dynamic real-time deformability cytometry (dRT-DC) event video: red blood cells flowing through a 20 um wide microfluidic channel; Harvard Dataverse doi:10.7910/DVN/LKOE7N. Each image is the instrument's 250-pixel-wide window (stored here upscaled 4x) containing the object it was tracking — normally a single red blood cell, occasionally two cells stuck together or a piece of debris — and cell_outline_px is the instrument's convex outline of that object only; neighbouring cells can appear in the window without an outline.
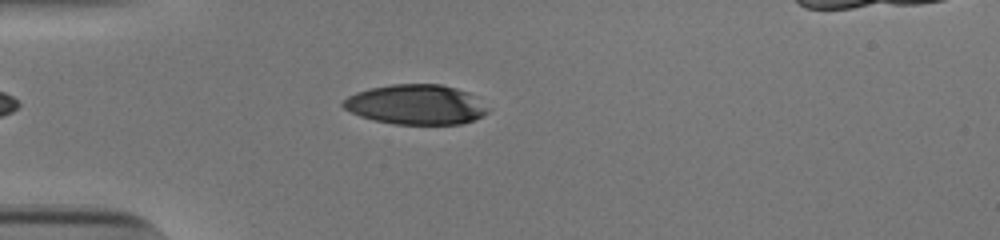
{"species": "human", "species_latin": "Homo sapiens", "temperature_condition": "cold", "stored_images_in_passage": 36, "camera_frame_rate_fps": 3000, "um_per_image_px": 0.085, "donor": {"sex": "male"}, "frame": {"image": 1, "passage_image": 2, "time_ms": 0.333, "image_size_px": [1000, 240], "cell_outline_px": [[488, 112], [472, 120], [460, 124], [396, 124], [376, 120], [360, 116], [344, 108], [340, 104], [348, 96], [356, 92], [368, 88], [392, 84], [440, 84], [456, 88], [468, 92], [488, 108]], "centroid_in_image_um": [35.32, 8.88], "position_along_channel_um": 49.7, "area_um2": 33.35}}
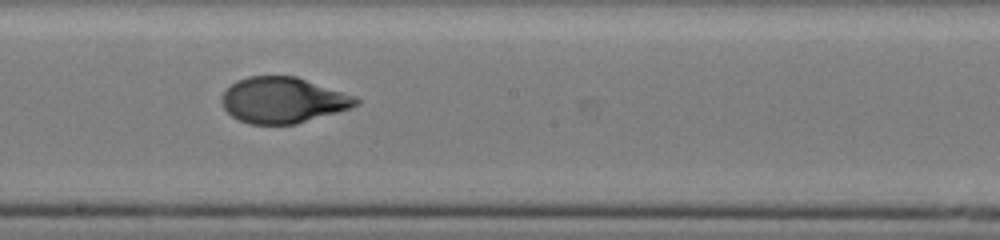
{"frame": {"image": 2, "passage_image": 17, "time_ms": 5.333, "image_size_px": [1000, 240], "cell_outline_px": [[360, 104], [336, 112], [296, 124], [248, 124], [232, 116], [224, 108], [220, 100], [224, 92], [236, 80], [248, 76], [296, 76], [356, 96], [360, 100]], "centroid_in_image_um": [24.04, 8.51], "position_along_channel_um": 224.2, "area_um2": 35.72}}
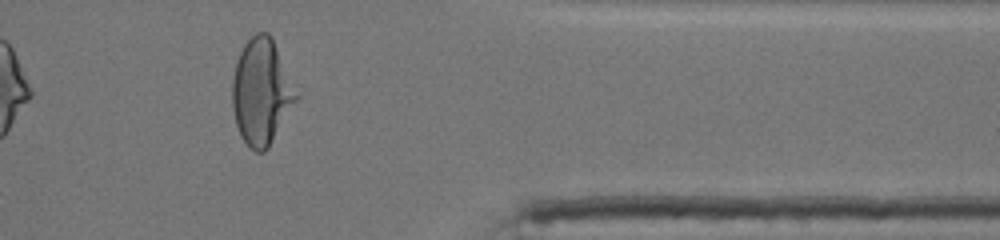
{"frame": {"image": 3, "passage_image": 31, "time_ms": 10.0, "image_size_px": [1000, 240], "cell_outline_px": [[300, 96], [268, 148], [264, 152], [256, 152], [248, 148], [240, 136], [236, 124], [232, 108], [232, 80], [236, 60], [244, 44], [256, 32], [268, 32], [272, 36]], "centroid_in_image_um": [22.22, 7.81], "position_along_channel_um": 389.2, "area_um2": 39.88}, "authors_computed_cell_mechanics": {"area_um2": 36.4429, "velocity_mm_per_s": 3.8484, "shape_relaxation_time_tau1_ms": 7.5699, "shape_relaxation_time_tau2_ms": 0.7555, "deformation_change_tau1": 0.2835, "deformation_change_tau2": 0.0509}}